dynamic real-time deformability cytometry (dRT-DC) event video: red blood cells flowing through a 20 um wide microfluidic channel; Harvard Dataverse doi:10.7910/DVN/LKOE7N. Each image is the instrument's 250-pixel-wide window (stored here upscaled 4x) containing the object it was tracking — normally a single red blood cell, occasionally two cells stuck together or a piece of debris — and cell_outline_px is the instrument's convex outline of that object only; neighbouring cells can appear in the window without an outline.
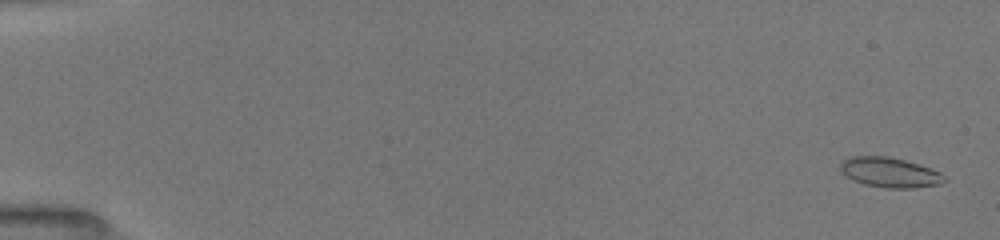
{"species": "common noctule bat (a hibernating species)", "species_latin": "Nyctalus noctula", "temperature_condition": "room temperature", "stored_images_in_passage": 38, "camera_frame_rate_fps": 3000, "um_per_image_px": 0.085, "animal": {"sex": "female", "body_mass_g": 19.5, "forearm_length_mm": 54.1}, "frame": {"image": 1, "passage_image": 3, "time_ms": 0.333, "image_size_px": [1000, 240], "cell_outline_px": [[948, 180], [940, 184], [916, 188], [884, 188], [864, 184], [852, 180], [844, 176], [840, 168], [840, 164], [844, 160], [852, 156], [884, 156], [904, 160], [940, 172]], "centroid_in_image_um": [75.61, 14.67], "position_along_channel_um": 9.4, "area_um2": 18.09}}
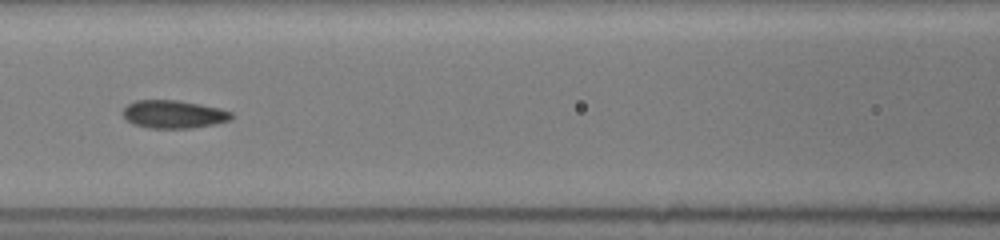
{"frame": {"image": 2, "passage_image": 19, "time_ms": 8.0, "image_size_px": [1000, 240], "cell_outline_px": [[232, 116], [228, 120], [216, 124], [192, 128], [148, 128], [132, 124], [124, 116], [124, 108], [128, 104], [136, 100], [176, 100], [200, 104], [220, 108], [232, 112]], "centroid_in_image_um": [14.76, 9.71], "position_along_channel_um": 151.8, "area_um2": 17.63}}
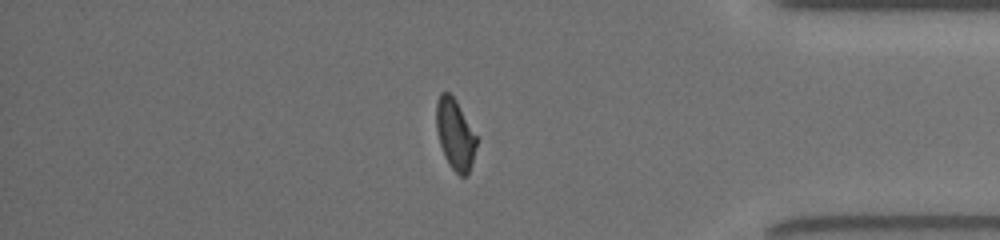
{"frame": {"image": 3, "passage_image": 34, "time_ms": 14.667, "image_size_px": [1000, 240], "cell_outline_px": [[476, 144], [472, 164], [468, 176], [460, 176], [448, 164], [444, 156], [440, 144], [436, 128], [436, 104], [440, 92], [448, 92], [456, 100], [476, 136]], "centroid_in_image_um": [38.67, 11.44], "position_along_channel_um": 396.5, "area_um2": 16.42}, "authors_computed_cell_mechanics": {"area_um2": 17.629, "velocity_mm_per_s": 4.0115, "shape_relaxation_time_tau1_ms": 4.1338, "shape_relaxation_time_tau2_ms": 0.6393, "deformation_change_tau1": 0.1488, "deformation_change_tau2": 0.0447}}